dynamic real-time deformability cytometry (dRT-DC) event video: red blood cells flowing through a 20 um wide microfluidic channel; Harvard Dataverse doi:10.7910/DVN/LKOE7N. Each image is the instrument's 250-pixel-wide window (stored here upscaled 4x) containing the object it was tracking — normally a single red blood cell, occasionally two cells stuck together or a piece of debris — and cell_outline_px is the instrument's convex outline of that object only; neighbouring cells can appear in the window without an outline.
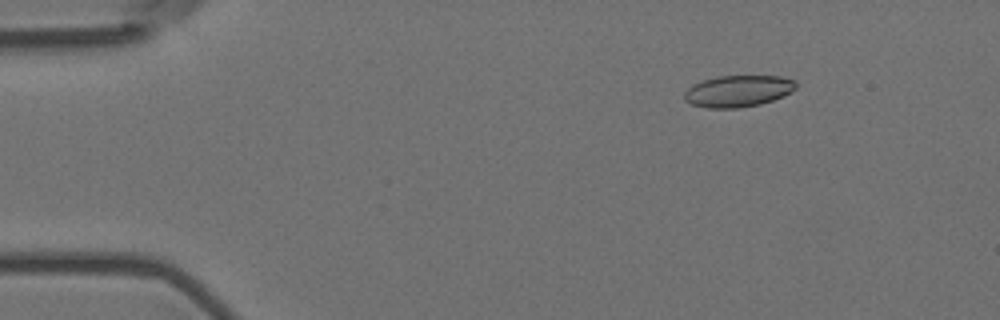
{"species": "Egyptian fruit bat (a non-hibernating species)", "species_latin": "Rousettus aegyptiacus", "temperature_condition": "room temperature", "stored_images_in_passage": 6, "camera_frame_rate_fps": 3000, "um_per_image_px": 0.085, "animal": {"sex": "female"}, "frame": {"image": 1, "passage_image": 3, "time_ms": 0.667, "image_size_px": [1000, 320], "cell_outline_px": [[796, 88], [792, 92], [784, 96], [760, 104], [740, 108], [708, 108], [692, 104], [684, 100], [684, 92], [692, 84], [716, 76], [780, 76], [796, 80]], "centroid_in_image_um": [62.75, 7.74], "position_along_channel_um": 22.3, "area_um2": 20.69}}
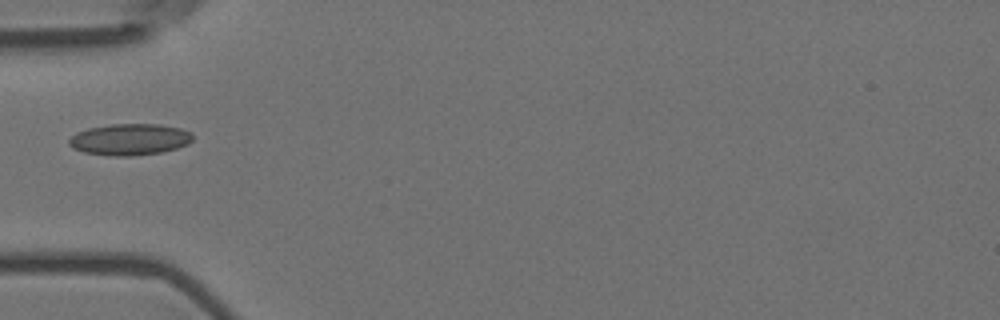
{"frame": {"image": 2, "passage_image": 6, "time_ms": 1.667, "image_size_px": [1000, 320], "cell_outline_px": [[192, 140], [188, 144], [176, 148], [160, 152], [132, 156], [112, 156], [84, 152], [72, 148], [68, 144], [68, 140], [76, 132], [88, 128], [112, 124], [160, 124], [180, 128], [192, 132]], "centroid_in_image_um": [11.01, 11.85], "position_along_channel_um": 74.0, "area_um2": 22.72}}